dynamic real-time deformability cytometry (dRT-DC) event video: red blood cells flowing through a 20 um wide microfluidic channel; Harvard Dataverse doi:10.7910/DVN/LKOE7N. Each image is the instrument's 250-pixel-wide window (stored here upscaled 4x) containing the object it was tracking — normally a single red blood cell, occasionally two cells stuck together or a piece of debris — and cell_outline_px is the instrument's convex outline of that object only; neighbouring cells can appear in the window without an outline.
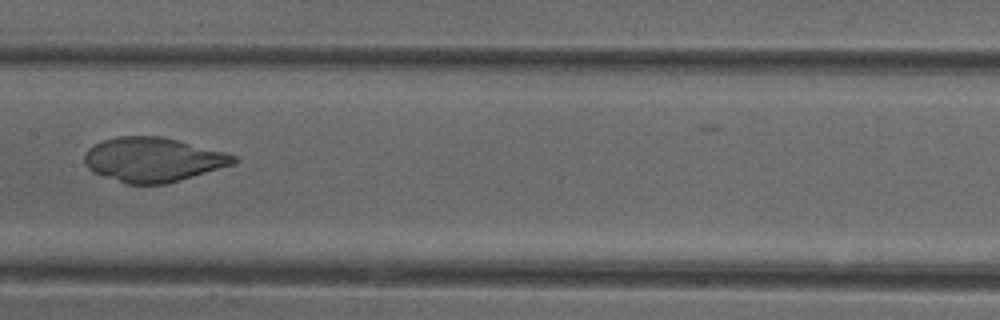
{"species": "common noctule bat (a hibernating species)", "species_latin": "Nyctalus noctula", "temperature_condition": "cold", "stored_images_in_passage": 52, "camera_frame_rate_fps": 3000, "um_per_image_px": 0.085, "animal": {"sex": "female"}, "frame": {"image": 1, "passage_image": 26, "time_ms": 8.333, "image_size_px": [1000, 320], "cell_outline_px": [[240, 160], [232, 164], [168, 184], [124, 184], [92, 172], [84, 164], [84, 152], [88, 148], [104, 140], [116, 136], [160, 136], [224, 152], [236, 156]], "centroid_in_image_um": [12.95, 13.58], "position_along_channel_um": 194.4, "area_um2": 38.49}}
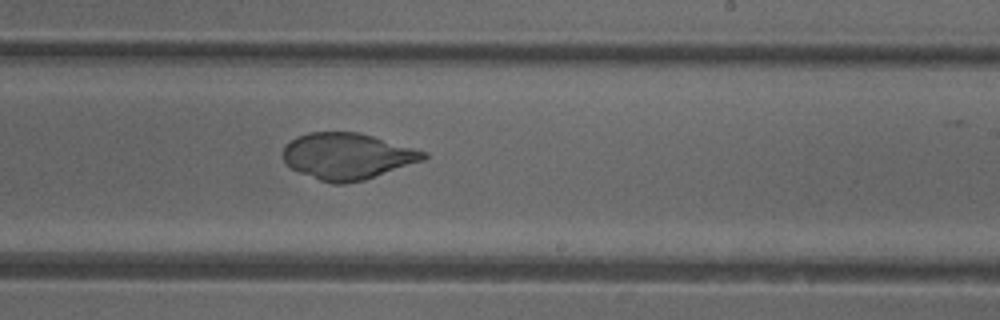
{"frame": {"image": 2, "passage_image": 31, "time_ms": 10.0, "image_size_px": [1000, 320], "cell_outline_px": [[428, 156], [424, 160], [364, 180], [344, 184], [332, 184], [320, 180], [300, 172], [292, 168], [284, 160], [284, 144], [296, 136], [308, 132], [360, 132], [428, 152]], "centroid_in_image_um": [29.53, 13.26], "position_along_channel_um": 259.5, "area_um2": 37.92}}
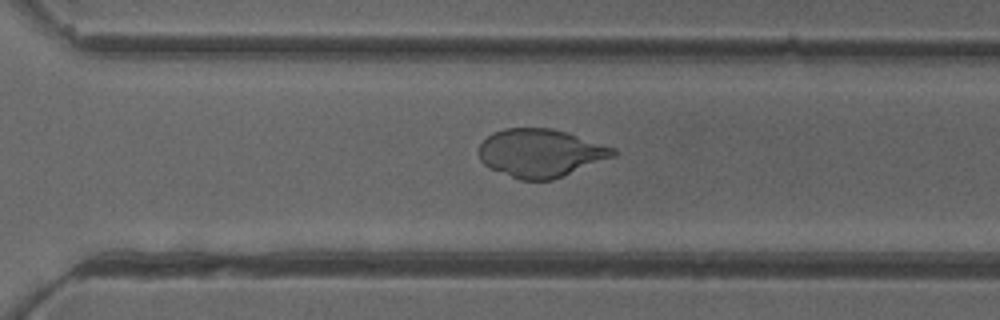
{"frame": {"image": 3, "passage_image": 36, "time_ms": 11.667, "image_size_px": [1000, 320], "cell_outline_px": [[616, 156], [552, 180], [520, 180], [488, 168], [480, 160], [480, 144], [492, 132], [504, 128], [552, 128], [616, 148]], "centroid_in_image_um": [45.94, 13.01], "position_along_channel_um": 324.7, "area_um2": 37.57}}